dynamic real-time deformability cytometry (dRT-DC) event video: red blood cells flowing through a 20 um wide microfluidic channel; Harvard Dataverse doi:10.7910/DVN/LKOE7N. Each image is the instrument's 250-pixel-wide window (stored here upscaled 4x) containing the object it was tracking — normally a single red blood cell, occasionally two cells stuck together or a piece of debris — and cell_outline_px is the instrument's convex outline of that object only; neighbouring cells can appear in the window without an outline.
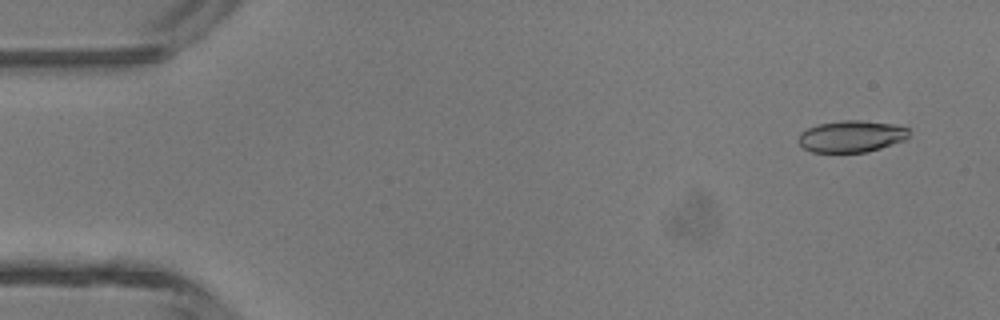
{"species": "common noctule bat (a hibernating species)", "species_latin": "Nyctalus noctula", "temperature_condition": "room temperature", "stored_images_in_passage": 4, "camera_frame_rate_fps": 3000, "um_per_image_px": 0.085, "animal": {"sex": "male", "body_mass_g": 13.3}, "frame": {"image": 1, "passage_image": 1, "time_ms": 0.0, "image_size_px": [1000, 320], "cell_outline_px": [[908, 136], [904, 140], [868, 152], [812, 152], [804, 148], [800, 144], [800, 132], [808, 128], [820, 124], [844, 120], [860, 120], [892, 124], [908, 128]], "centroid_in_image_um": [72.37, 11.59], "position_along_channel_um": 12.6, "area_um2": 20.11}}
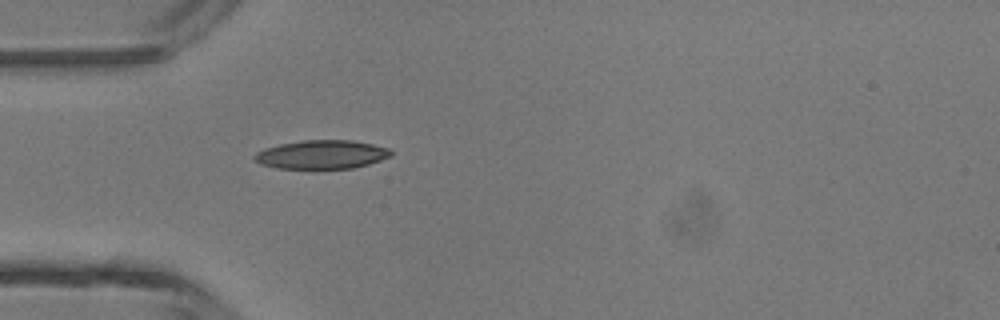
{"frame": {"image": 2, "passage_image": 4, "time_ms": 1.0, "image_size_px": [1000, 320], "cell_outline_px": [[392, 156], [368, 164], [352, 168], [316, 172], [312, 172], [276, 168], [260, 164], [252, 160], [252, 156], [256, 152], [264, 148], [280, 144], [300, 140], [352, 140], [372, 144], [388, 148], [392, 152]], "centroid_in_image_um": [27.26, 13.19], "position_along_channel_um": 57.7, "area_um2": 24.04}}